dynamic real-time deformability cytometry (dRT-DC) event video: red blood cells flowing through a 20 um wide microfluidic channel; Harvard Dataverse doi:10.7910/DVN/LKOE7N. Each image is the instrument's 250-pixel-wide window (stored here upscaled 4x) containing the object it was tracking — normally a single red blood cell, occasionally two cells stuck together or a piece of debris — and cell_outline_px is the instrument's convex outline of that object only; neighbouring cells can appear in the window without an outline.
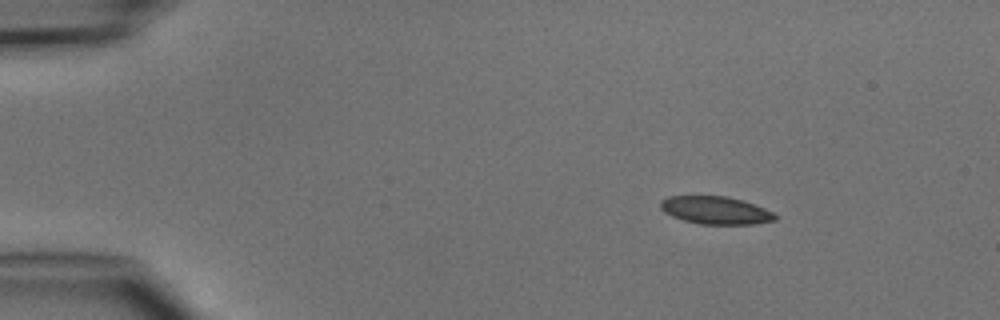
{"species": "common noctule bat (a hibernating species)", "species_latin": "Nyctalus noctula", "temperature_condition": "cold", "stored_images_in_passage": 3, "camera_frame_rate_fps": 3000, "um_per_image_px": 0.085, "animal": {"sex": "male", "body_mass_g": 15.6}, "frame": {"image": 1, "passage_image": 1, "time_ms": 0.0, "image_size_px": [1000, 320], "cell_outline_px": [[776, 220], [752, 224], [700, 224], [684, 220], [672, 216], [664, 212], [660, 208], [660, 200], [668, 196], [728, 196], [764, 208], [772, 212], [776, 216]], "centroid_in_image_um": [60.78, 17.87], "position_along_channel_um": 24.2, "area_um2": 18.38}}